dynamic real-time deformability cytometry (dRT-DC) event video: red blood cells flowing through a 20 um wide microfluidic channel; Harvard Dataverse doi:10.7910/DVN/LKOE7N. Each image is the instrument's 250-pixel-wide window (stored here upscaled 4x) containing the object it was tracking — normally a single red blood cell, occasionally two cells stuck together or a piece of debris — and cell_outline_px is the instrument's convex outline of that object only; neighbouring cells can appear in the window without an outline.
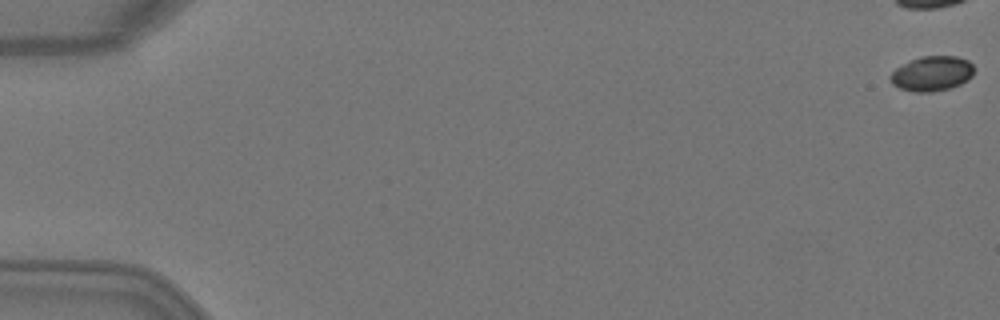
{"species": "Egyptian fruit bat (a non-hibernating species)", "species_latin": "Rousettus aegyptiacus", "temperature_condition": "warm", "stored_images_in_passage": 5, "camera_frame_rate_fps": 3000, "um_per_image_px": 0.085, "animal": {"sex": "female"}, "frame": {"image": 1, "passage_image": 1, "time_ms": 0.0, "image_size_px": [1000, 320], "cell_outline_px": [[972, 76], [968, 80], [960, 84], [948, 88], [932, 92], [912, 92], [900, 88], [892, 84], [888, 76], [896, 68], [920, 56], [956, 56], [968, 60], [972, 64]], "centroid_in_image_um": [79.19, 6.26], "position_along_channel_um": 5.8, "area_um2": 16.94}}